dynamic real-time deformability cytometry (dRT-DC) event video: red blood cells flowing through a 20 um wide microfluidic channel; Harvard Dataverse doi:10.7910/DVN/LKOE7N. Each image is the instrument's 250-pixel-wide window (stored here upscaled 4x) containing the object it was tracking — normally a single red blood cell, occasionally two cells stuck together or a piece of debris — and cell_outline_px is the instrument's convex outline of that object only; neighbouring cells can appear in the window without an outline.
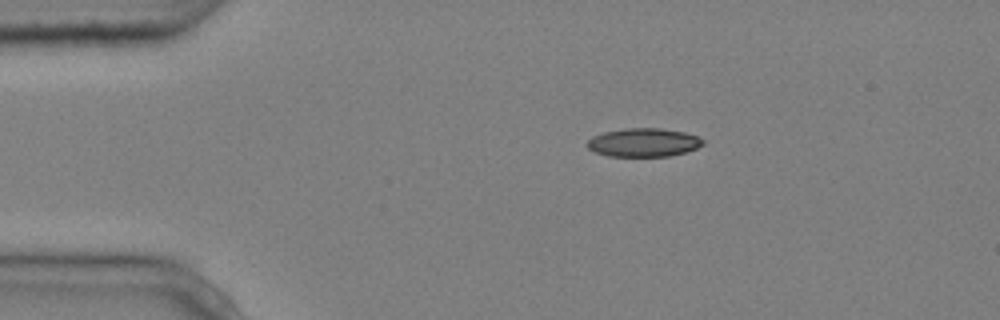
{"species": "common noctule bat (a hibernating species)", "species_latin": "Nyctalus noctula", "temperature_condition": "cold", "stored_images_in_passage": 5, "camera_frame_rate_fps": 3000, "um_per_image_px": 0.085, "animal": {"sex": "male", "body_mass_g": 20.4}, "frame": {"image": 1, "passage_image": 1, "time_ms": 0.0, "image_size_px": [1000, 320], "cell_outline_px": [[704, 144], [696, 148], [684, 152], [668, 156], [608, 156], [596, 152], [588, 148], [588, 140], [592, 136], [604, 132], [624, 128], [660, 128], [684, 132], [696, 136], [704, 140]], "centroid_in_image_um": [54.69, 12.1], "position_along_channel_um": 30.3, "area_um2": 19.07}}
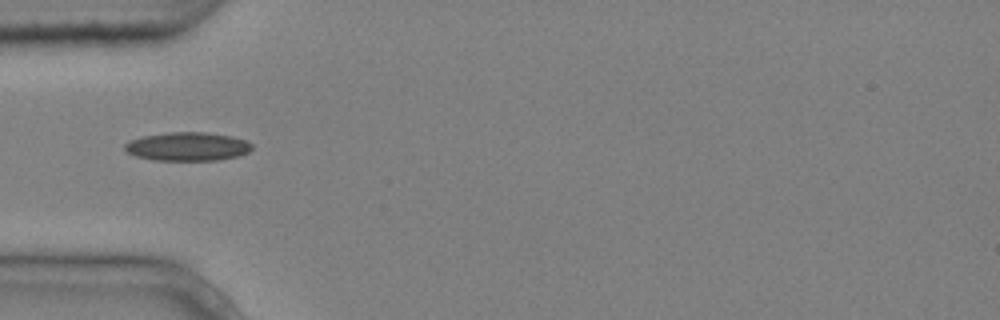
{"frame": {"image": 2, "passage_image": 3, "time_ms": 0.667, "image_size_px": [1000, 320], "cell_outline_px": [[252, 148], [248, 152], [240, 156], [216, 160], [156, 160], [136, 156], [128, 152], [124, 148], [124, 144], [132, 140], [144, 136], [168, 132], [204, 132], [232, 136], [244, 140], [252, 144]], "centroid_in_image_um": [15.97, 12.45], "position_along_channel_um": 69.0, "area_um2": 21.04}}
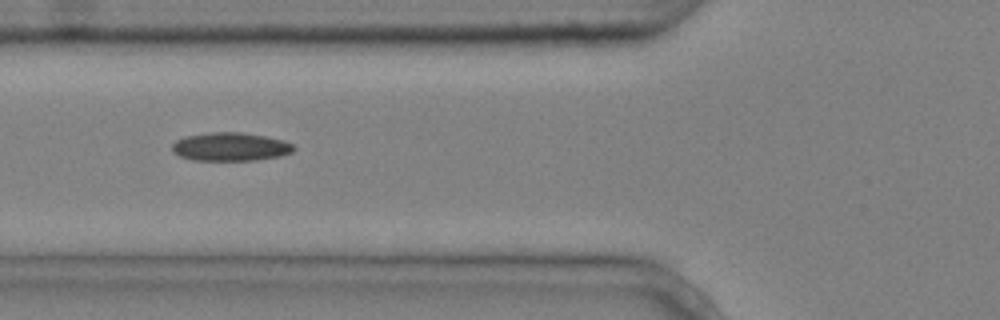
{"frame": {"image": 3, "passage_image": 4, "time_ms": 1.0, "image_size_px": [1000, 320], "cell_outline_px": [[296, 148], [292, 152], [280, 156], [256, 160], [192, 160], [180, 156], [172, 152], [172, 144], [176, 140], [184, 136], [212, 132], [240, 132], [264, 136], [284, 140], [292, 144]], "centroid_in_image_um": [19.57, 12.47], "position_along_channel_um": 106.2, "area_um2": 20.17}}